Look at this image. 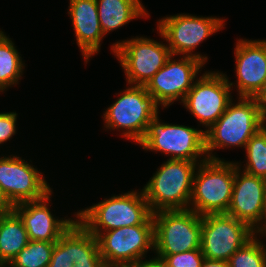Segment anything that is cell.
Returning a JSON list of instances; mask_svg holds the SVG:
<instances>
[{
  "mask_svg": "<svg viewBox=\"0 0 266 267\" xmlns=\"http://www.w3.org/2000/svg\"><path fill=\"white\" fill-rule=\"evenodd\" d=\"M152 216L142 189L114 194L76 212V219L96 237L108 230L142 225Z\"/></svg>",
  "mask_w": 266,
  "mask_h": 267,
  "instance_id": "cell-1",
  "label": "cell"
},
{
  "mask_svg": "<svg viewBox=\"0 0 266 267\" xmlns=\"http://www.w3.org/2000/svg\"><path fill=\"white\" fill-rule=\"evenodd\" d=\"M223 115L205 131V150L209 160H224L213 153L217 149L244 148L250 138L262 128L263 118L256 98L237 97Z\"/></svg>",
  "mask_w": 266,
  "mask_h": 267,
  "instance_id": "cell-2",
  "label": "cell"
},
{
  "mask_svg": "<svg viewBox=\"0 0 266 267\" xmlns=\"http://www.w3.org/2000/svg\"><path fill=\"white\" fill-rule=\"evenodd\" d=\"M202 162L167 159L142 188L152 213L187 210L192 194L193 176Z\"/></svg>",
  "mask_w": 266,
  "mask_h": 267,
  "instance_id": "cell-3",
  "label": "cell"
},
{
  "mask_svg": "<svg viewBox=\"0 0 266 267\" xmlns=\"http://www.w3.org/2000/svg\"><path fill=\"white\" fill-rule=\"evenodd\" d=\"M235 179V161L199 163L193 176L189 210L200 216L227 213Z\"/></svg>",
  "mask_w": 266,
  "mask_h": 267,
  "instance_id": "cell-4",
  "label": "cell"
},
{
  "mask_svg": "<svg viewBox=\"0 0 266 267\" xmlns=\"http://www.w3.org/2000/svg\"><path fill=\"white\" fill-rule=\"evenodd\" d=\"M103 113L106 130H122V137L137 144L144 137L149 122L159 115L160 105L145 86L129 85Z\"/></svg>",
  "mask_w": 266,
  "mask_h": 267,
  "instance_id": "cell-5",
  "label": "cell"
},
{
  "mask_svg": "<svg viewBox=\"0 0 266 267\" xmlns=\"http://www.w3.org/2000/svg\"><path fill=\"white\" fill-rule=\"evenodd\" d=\"M138 144L144 151L161 152L169 156V159L193 162H204L208 159L205 130L164 123L159 120V115L149 122L146 133Z\"/></svg>",
  "mask_w": 266,
  "mask_h": 267,
  "instance_id": "cell-6",
  "label": "cell"
},
{
  "mask_svg": "<svg viewBox=\"0 0 266 267\" xmlns=\"http://www.w3.org/2000/svg\"><path fill=\"white\" fill-rule=\"evenodd\" d=\"M225 20V17L223 19L182 13L158 19L156 29L166 41L172 55L194 57L206 64L208 56L194 50L211 35L222 30Z\"/></svg>",
  "mask_w": 266,
  "mask_h": 267,
  "instance_id": "cell-7",
  "label": "cell"
},
{
  "mask_svg": "<svg viewBox=\"0 0 266 267\" xmlns=\"http://www.w3.org/2000/svg\"><path fill=\"white\" fill-rule=\"evenodd\" d=\"M154 252L164 259L167 255L201 249L202 216L192 210L153 213Z\"/></svg>",
  "mask_w": 266,
  "mask_h": 267,
  "instance_id": "cell-8",
  "label": "cell"
},
{
  "mask_svg": "<svg viewBox=\"0 0 266 267\" xmlns=\"http://www.w3.org/2000/svg\"><path fill=\"white\" fill-rule=\"evenodd\" d=\"M111 51L124 70L127 85L145 86L171 57L166 42L132 37L112 44Z\"/></svg>",
  "mask_w": 266,
  "mask_h": 267,
  "instance_id": "cell-9",
  "label": "cell"
},
{
  "mask_svg": "<svg viewBox=\"0 0 266 267\" xmlns=\"http://www.w3.org/2000/svg\"><path fill=\"white\" fill-rule=\"evenodd\" d=\"M96 238L105 267H129L154 252L153 216L142 225L108 230Z\"/></svg>",
  "mask_w": 266,
  "mask_h": 267,
  "instance_id": "cell-10",
  "label": "cell"
},
{
  "mask_svg": "<svg viewBox=\"0 0 266 267\" xmlns=\"http://www.w3.org/2000/svg\"><path fill=\"white\" fill-rule=\"evenodd\" d=\"M247 223L226 213L206 214L201 222V251L205 259L227 261L255 235Z\"/></svg>",
  "mask_w": 266,
  "mask_h": 267,
  "instance_id": "cell-11",
  "label": "cell"
},
{
  "mask_svg": "<svg viewBox=\"0 0 266 267\" xmlns=\"http://www.w3.org/2000/svg\"><path fill=\"white\" fill-rule=\"evenodd\" d=\"M227 74L205 71L197 78L182 105L207 131L225 112L232 99Z\"/></svg>",
  "mask_w": 266,
  "mask_h": 267,
  "instance_id": "cell-12",
  "label": "cell"
},
{
  "mask_svg": "<svg viewBox=\"0 0 266 267\" xmlns=\"http://www.w3.org/2000/svg\"><path fill=\"white\" fill-rule=\"evenodd\" d=\"M204 65L194 57L182 56L174 59V55H171L145 85L146 91L164 109L178 100L181 104Z\"/></svg>",
  "mask_w": 266,
  "mask_h": 267,
  "instance_id": "cell-13",
  "label": "cell"
},
{
  "mask_svg": "<svg viewBox=\"0 0 266 267\" xmlns=\"http://www.w3.org/2000/svg\"><path fill=\"white\" fill-rule=\"evenodd\" d=\"M0 186L13 205L43 199L52 191L40 169L11 154L0 156Z\"/></svg>",
  "mask_w": 266,
  "mask_h": 267,
  "instance_id": "cell-14",
  "label": "cell"
},
{
  "mask_svg": "<svg viewBox=\"0 0 266 267\" xmlns=\"http://www.w3.org/2000/svg\"><path fill=\"white\" fill-rule=\"evenodd\" d=\"M235 161V179L228 215L247 223L257 234H263L266 179L251 175Z\"/></svg>",
  "mask_w": 266,
  "mask_h": 267,
  "instance_id": "cell-15",
  "label": "cell"
},
{
  "mask_svg": "<svg viewBox=\"0 0 266 267\" xmlns=\"http://www.w3.org/2000/svg\"><path fill=\"white\" fill-rule=\"evenodd\" d=\"M236 89L239 97L256 98L266 85V40L237 39L234 48Z\"/></svg>",
  "mask_w": 266,
  "mask_h": 267,
  "instance_id": "cell-16",
  "label": "cell"
},
{
  "mask_svg": "<svg viewBox=\"0 0 266 267\" xmlns=\"http://www.w3.org/2000/svg\"><path fill=\"white\" fill-rule=\"evenodd\" d=\"M48 267H105L96 236L76 219L55 243Z\"/></svg>",
  "mask_w": 266,
  "mask_h": 267,
  "instance_id": "cell-17",
  "label": "cell"
},
{
  "mask_svg": "<svg viewBox=\"0 0 266 267\" xmlns=\"http://www.w3.org/2000/svg\"><path fill=\"white\" fill-rule=\"evenodd\" d=\"M52 194L53 190L43 199L14 205L13 210L22 220L29 241L57 242L61 235L76 221V213L73 218H67V216L59 218L53 215L50 211Z\"/></svg>",
  "mask_w": 266,
  "mask_h": 267,
  "instance_id": "cell-18",
  "label": "cell"
},
{
  "mask_svg": "<svg viewBox=\"0 0 266 267\" xmlns=\"http://www.w3.org/2000/svg\"><path fill=\"white\" fill-rule=\"evenodd\" d=\"M68 15L72 20L76 43L85 64L99 53L105 37L101 29L96 0H69Z\"/></svg>",
  "mask_w": 266,
  "mask_h": 267,
  "instance_id": "cell-19",
  "label": "cell"
},
{
  "mask_svg": "<svg viewBox=\"0 0 266 267\" xmlns=\"http://www.w3.org/2000/svg\"><path fill=\"white\" fill-rule=\"evenodd\" d=\"M104 36L137 18H148L142 0H96Z\"/></svg>",
  "mask_w": 266,
  "mask_h": 267,
  "instance_id": "cell-20",
  "label": "cell"
},
{
  "mask_svg": "<svg viewBox=\"0 0 266 267\" xmlns=\"http://www.w3.org/2000/svg\"><path fill=\"white\" fill-rule=\"evenodd\" d=\"M28 242V233L18 214L14 210L1 214L0 266H7Z\"/></svg>",
  "mask_w": 266,
  "mask_h": 267,
  "instance_id": "cell-21",
  "label": "cell"
},
{
  "mask_svg": "<svg viewBox=\"0 0 266 267\" xmlns=\"http://www.w3.org/2000/svg\"><path fill=\"white\" fill-rule=\"evenodd\" d=\"M14 41L0 29V92L19 84L25 63ZM0 93V94H1Z\"/></svg>",
  "mask_w": 266,
  "mask_h": 267,
  "instance_id": "cell-22",
  "label": "cell"
},
{
  "mask_svg": "<svg viewBox=\"0 0 266 267\" xmlns=\"http://www.w3.org/2000/svg\"><path fill=\"white\" fill-rule=\"evenodd\" d=\"M55 243L29 241L7 267H48Z\"/></svg>",
  "mask_w": 266,
  "mask_h": 267,
  "instance_id": "cell-23",
  "label": "cell"
},
{
  "mask_svg": "<svg viewBox=\"0 0 266 267\" xmlns=\"http://www.w3.org/2000/svg\"><path fill=\"white\" fill-rule=\"evenodd\" d=\"M246 160L242 170L266 179V130L262 127L246 143Z\"/></svg>",
  "mask_w": 266,
  "mask_h": 267,
  "instance_id": "cell-24",
  "label": "cell"
},
{
  "mask_svg": "<svg viewBox=\"0 0 266 267\" xmlns=\"http://www.w3.org/2000/svg\"><path fill=\"white\" fill-rule=\"evenodd\" d=\"M260 236L265 237L266 234H256L233 253L228 260L229 267H266V246L259 240Z\"/></svg>",
  "mask_w": 266,
  "mask_h": 267,
  "instance_id": "cell-25",
  "label": "cell"
},
{
  "mask_svg": "<svg viewBox=\"0 0 266 267\" xmlns=\"http://www.w3.org/2000/svg\"><path fill=\"white\" fill-rule=\"evenodd\" d=\"M201 249L167 255L163 261L166 267H201L204 260Z\"/></svg>",
  "mask_w": 266,
  "mask_h": 267,
  "instance_id": "cell-26",
  "label": "cell"
},
{
  "mask_svg": "<svg viewBox=\"0 0 266 267\" xmlns=\"http://www.w3.org/2000/svg\"><path fill=\"white\" fill-rule=\"evenodd\" d=\"M17 119L18 114L16 112L0 113V146L17 134Z\"/></svg>",
  "mask_w": 266,
  "mask_h": 267,
  "instance_id": "cell-27",
  "label": "cell"
},
{
  "mask_svg": "<svg viewBox=\"0 0 266 267\" xmlns=\"http://www.w3.org/2000/svg\"><path fill=\"white\" fill-rule=\"evenodd\" d=\"M148 259H141L130 265L129 267H166L164 261L156 256L154 258L148 257Z\"/></svg>",
  "mask_w": 266,
  "mask_h": 267,
  "instance_id": "cell-28",
  "label": "cell"
},
{
  "mask_svg": "<svg viewBox=\"0 0 266 267\" xmlns=\"http://www.w3.org/2000/svg\"><path fill=\"white\" fill-rule=\"evenodd\" d=\"M14 208V205L8 200L0 186V215L11 212Z\"/></svg>",
  "mask_w": 266,
  "mask_h": 267,
  "instance_id": "cell-29",
  "label": "cell"
},
{
  "mask_svg": "<svg viewBox=\"0 0 266 267\" xmlns=\"http://www.w3.org/2000/svg\"><path fill=\"white\" fill-rule=\"evenodd\" d=\"M258 105L260 107V112L264 121H266V85L262 91L256 97Z\"/></svg>",
  "mask_w": 266,
  "mask_h": 267,
  "instance_id": "cell-30",
  "label": "cell"
},
{
  "mask_svg": "<svg viewBox=\"0 0 266 267\" xmlns=\"http://www.w3.org/2000/svg\"><path fill=\"white\" fill-rule=\"evenodd\" d=\"M201 267H229L227 261L204 259Z\"/></svg>",
  "mask_w": 266,
  "mask_h": 267,
  "instance_id": "cell-31",
  "label": "cell"
},
{
  "mask_svg": "<svg viewBox=\"0 0 266 267\" xmlns=\"http://www.w3.org/2000/svg\"><path fill=\"white\" fill-rule=\"evenodd\" d=\"M263 234H266V191H265V206H264V217H263Z\"/></svg>",
  "mask_w": 266,
  "mask_h": 267,
  "instance_id": "cell-32",
  "label": "cell"
},
{
  "mask_svg": "<svg viewBox=\"0 0 266 267\" xmlns=\"http://www.w3.org/2000/svg\"><path fill=\"white\" fill-rule=\"evenodd\" d=\"M262 127L266 130V121L263 122V126Z\"/></svg>",
  "mask_w": 266,
  "mask_h": 267,
  "instance_id": "cell-33",
  "label": "cell"
}]
</instances>
